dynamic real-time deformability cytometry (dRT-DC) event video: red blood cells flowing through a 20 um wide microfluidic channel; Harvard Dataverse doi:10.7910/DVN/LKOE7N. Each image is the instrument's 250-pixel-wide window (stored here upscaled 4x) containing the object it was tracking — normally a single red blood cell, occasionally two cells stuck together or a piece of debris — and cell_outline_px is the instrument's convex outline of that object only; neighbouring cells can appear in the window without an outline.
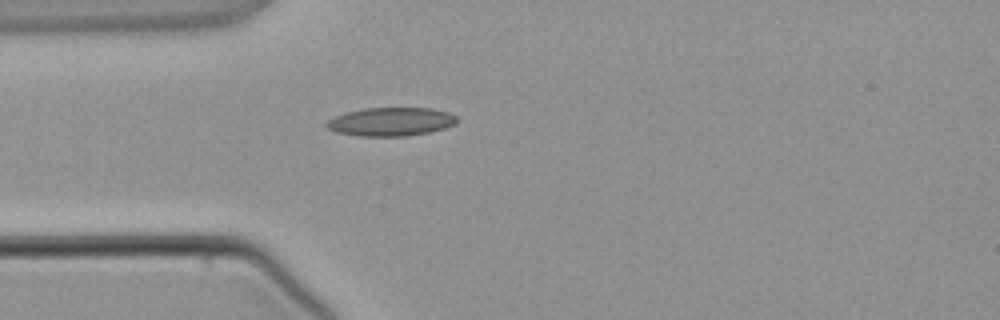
{"species": "common noctule bat (a hibernating species)", "species_latin": "Nyctalus noctula", "temperature_condition": "warm", "stored_images_in_passage": 3, "camera_frame_rate_fps": 3000, "um_per_image_px": 0.085, "animal": {"sex": "male", "body_mass_g": 21.5, "forearm_length_mm": 52.0}, "frame": {"image": 1, "passage_image": 3, "time_ms": 3.0, "image_size_px": [1000, 320], "cell_outline_px": [[456, 124], [444, 128], [428, 132], [404, 136], [360, 136], [336, 132], [328, 128], [324, 124], [328, 120], [344, 112], [364, 108], [432, 108], [448, 112], [456, 116]], "centroid_in_image_um": [33.21, 10.34], "position_along_channel_um": 51.8, "area_um2": 21.62}}